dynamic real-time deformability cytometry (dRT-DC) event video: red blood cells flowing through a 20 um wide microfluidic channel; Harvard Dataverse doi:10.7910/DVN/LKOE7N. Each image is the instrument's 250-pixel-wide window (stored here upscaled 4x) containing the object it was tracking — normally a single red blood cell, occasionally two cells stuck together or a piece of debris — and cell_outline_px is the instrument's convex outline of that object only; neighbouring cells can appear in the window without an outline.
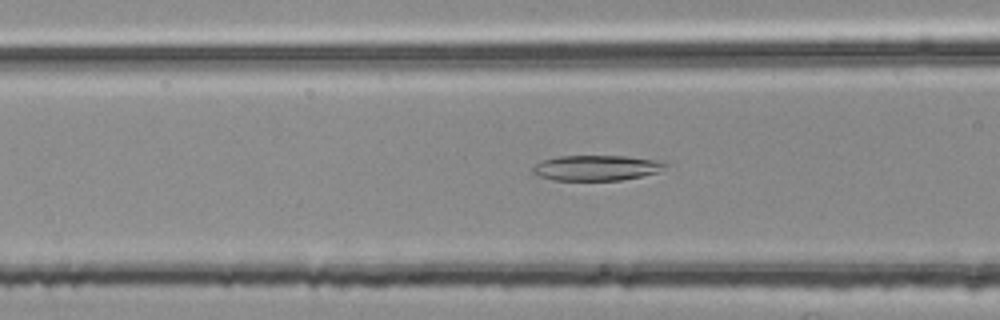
{"species": "common noctule bat (a hibernating species)", "species_latin": "Nyctalus noctula", "temperature_condition": "room temperature", "stored_images_in_passage": 44, "camera_frame_rate_fps": 3000, "um_per_image_px": 0.085, "animal": {"sex": "female", "body_mass_g": 25.1}, "frame": {"image": 1, "passage_image": 11, "time_ms": 3.333, "image_size_px": [1000, 320], "cell_outline_px": [[672, 164], [656, 172], [640, 176], [620, 180], [552, 180], [540, 176], [532, 172], [532, 168], [540, 160], [560, 156], [628, 156], [664, 160]], "centroid_in_image_um": [50.75, 14.25], "position_along_channel_um": 115.9, "area_um2": 19.77}}
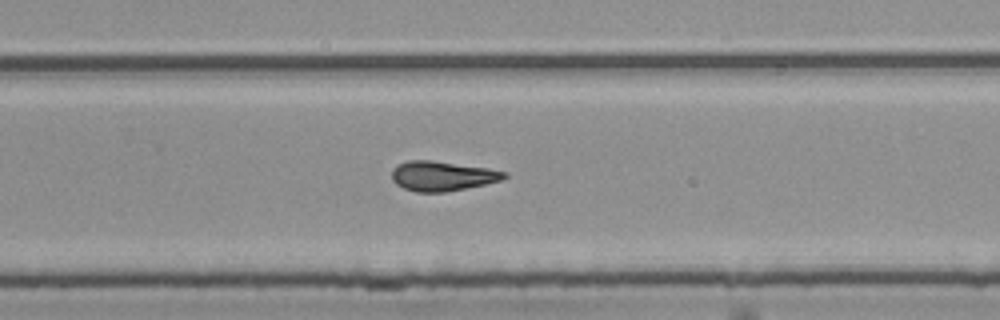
{"frame": {"image": 2, "passage_image": 25, "time_ms": 8.0, "image_size_px": [1000, 320], "cell_outline_px": [[508, 176], [500, 180], [484, 184], [444, 192], [416, 192], [404, 188], [396, 184], [392, 180], [392, 168], [396, 164], [408, 160], [432, 160], [488, 168], [508, 172]], "centroid_in_image_um": [37.56, 14.95], "position_along_channel_um": 292.2, "area_um2": 19.48}}
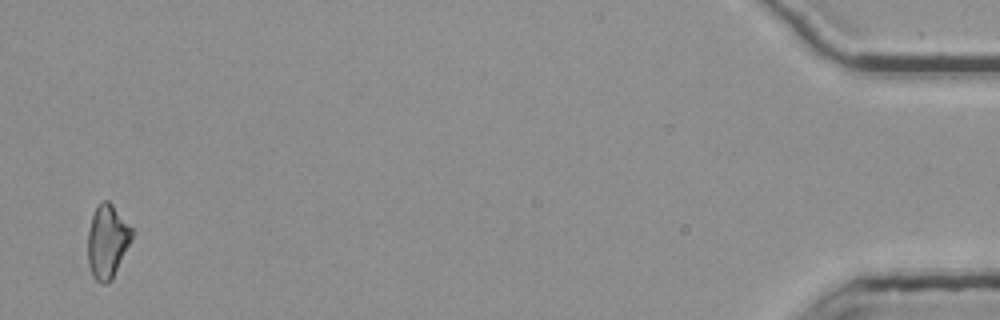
{"frame": {"image": 3, "passage_image": 43, "time_ms": 14.0, "image_size_px": [1000, 320], "cell_outline_px": [[132, 240], [112, 280], [108, 284], [100, 284], [92, 276], [88, 264], [88, 232], [92, 216], [100, 200], [108, 200], [112, 204], [132, 228]], "centroid_in_image_um": [9.12, 20.55], "position_along_channel_um": 426.1, "area_um2": 19.02}, "authors_computed_cell_mechanics": {"area_um2": 19.3341, "velocity_mm_per_s": 3.7856, "shape_relaxation_time_tau1_ms": null, "shape_relaxation_time_tau2_ms": 8.8144, "deformation_change_tau1": null, "deformation_change_tau2": 0.1962}}